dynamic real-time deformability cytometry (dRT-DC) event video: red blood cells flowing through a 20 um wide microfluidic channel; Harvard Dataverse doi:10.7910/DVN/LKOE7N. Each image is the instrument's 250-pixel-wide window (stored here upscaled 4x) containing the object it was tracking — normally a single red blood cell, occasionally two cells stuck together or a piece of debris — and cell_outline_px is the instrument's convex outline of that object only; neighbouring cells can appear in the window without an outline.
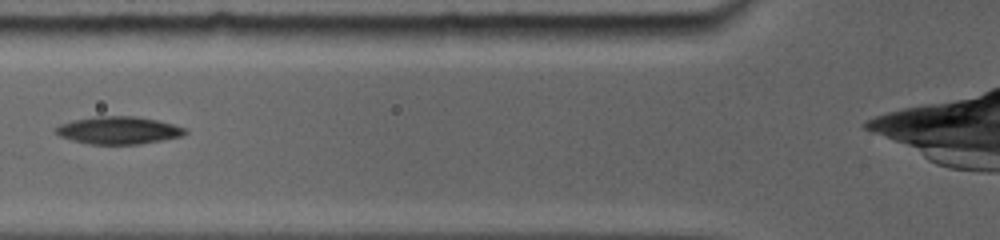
{"species": "common noctule bat (a hibernating species)", "species_latin": "Nyctalus noctula", "temperature_condition": "room temperature", "stored_images_in_passage": 3, "camera_frame_rate_fps": 5000, "um_per_image_px": 0.085, "animal": {"sex": "female", "body_mass_g": 19.0, "forearm_length_mm": 56.7}, "frame": {"image": 1, "passage_image": 3, "time_ms": 2.4, "image_size_px": [1000, 240], "cell_outline_px": [[184, 132], [180, 136], [160, 140], [136, 144], [96, 144], [76, 140], [64, 136], [56, 132], [56, 128], [64, 124], [76, 120], [96, 116], [132, 116], [156, 120], [172, 124], [184, 128]], "centroid_in_image_um": [10.11, 11.06], "position_along_channel_um": 115.7, "area_um2": 19.71}}